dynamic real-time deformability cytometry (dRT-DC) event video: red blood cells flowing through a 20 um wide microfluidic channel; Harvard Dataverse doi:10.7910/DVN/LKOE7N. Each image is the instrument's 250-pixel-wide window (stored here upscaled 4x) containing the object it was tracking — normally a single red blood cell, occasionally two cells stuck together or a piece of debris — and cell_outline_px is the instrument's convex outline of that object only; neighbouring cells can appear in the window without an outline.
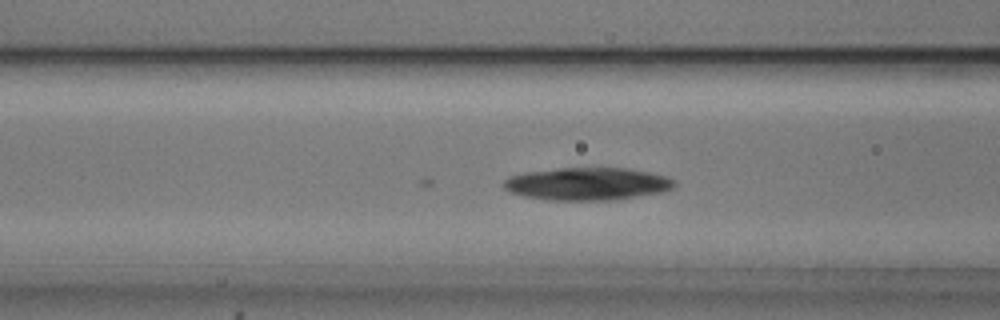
{"species": "common noctule bat (a hibernating species)", "species_latin": "Nyctalus noctula", "temperature_condition": "cold", "stored_images_in_passage": 20, "camera_frame_rate_fps": 3000, "um_per_image_px": 0.085, "animal": {"sex": "male", "body_mass_g": 20.5, "forearm_length_mm": 52.5}, "frame": {"image": 1, "passage_image": 20, "time_ms": 6.333, "image_size_px": [1000, 320], "cell_outline_px": [[676, 184], [672, 188], [660, 192], [616, 200], [552, 200], [524, 196], [512, 192], [504, 188], [504, 180], [508, 176], [524, 172], [560, 168], [628, 168], [648, 172], [664, 176], [676, 180]], "centroid_in_image_um": [49.92, 15.62], "position_along_channel_um": 116.7, "area_um2": 32.37}}